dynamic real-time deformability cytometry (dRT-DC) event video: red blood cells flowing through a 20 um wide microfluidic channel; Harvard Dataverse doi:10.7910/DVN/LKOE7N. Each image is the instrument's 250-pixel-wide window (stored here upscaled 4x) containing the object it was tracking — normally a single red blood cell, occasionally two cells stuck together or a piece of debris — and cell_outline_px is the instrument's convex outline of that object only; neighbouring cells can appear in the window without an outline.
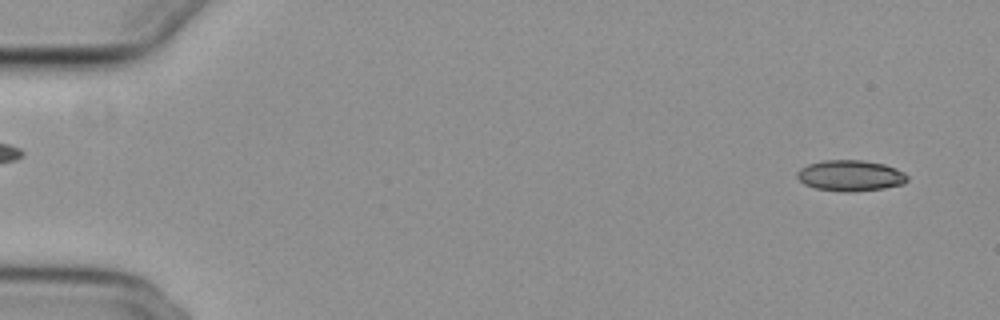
{"species": "common noctule bat (a hibernating species)", "species_latin": "Nyctalus noctula", "temperature_condition": "cold", "stored_images_in_passage": 55, "camera_frame_rate_fps": 3000, "um_per_image_px": 0.085, "animal": {"sex": "female", "body_mass_g": 29.2, "forearm_length_mm": 56.3}, "frame": {"image": 1, "passage_image": 3, "time_ms": 0.667, "image_size_px": [1000, 320], "cell_outline_px": [[908, 180], [904, 184], [884, 188], [856, 192], [844, 192], [816, 188], [804, 184], [796, 176], [796, 172], [800, 168], [808, 164], [824, 160], [860, 160], [884, 164], [896, 168], [904, 172], [908, 176]], "centroid_in_image_um": [72.29, 14.93], "position_along_channel_um": 12.7, "area_um2": 20.0}}
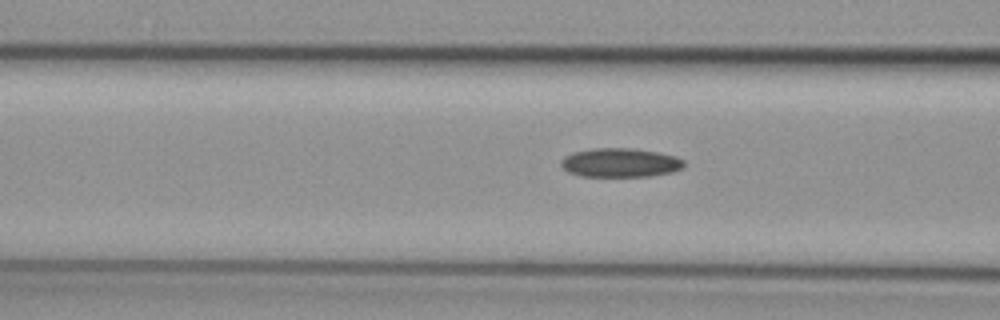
{"frame": {"image": 2, "passage_image": 22, "time_ms": 7.0, "image_size_px": [1000, 320], "cell_outline_px": [[684, 168], [672, 172], [652, 176], [580, 176], [568, 172], [560, 164], [560, 160], [564, 156], [572, 152], [592, 148], [632, 148], [656, 152], [676, 156], [684, 160]], "centroid_in_image_um": [52.71, 13.82], "position_along_channel_um": 113.9, "area_um2": 20.92}}
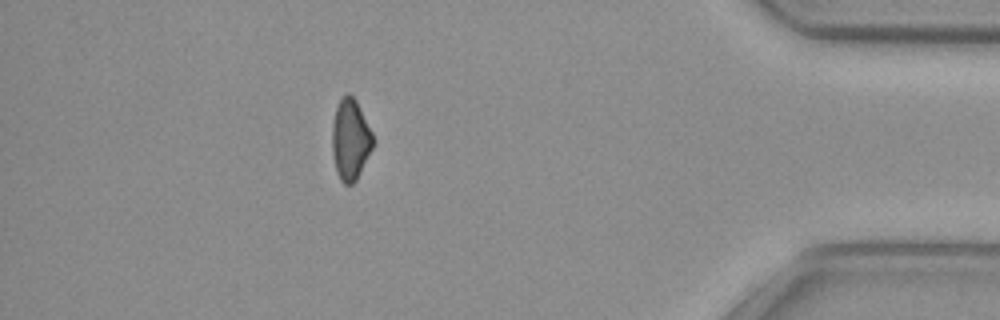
{"frame": {"image": 3, "passage_image": 49, "time_ms": 16.0, "image_size_px": [1000, 320], "cell_outline_px": [[376, 140], [356, 180], [352, 184], [344, 184], [340, 180], [336, 172], [332, 156], [332, 124], [336, 108], [340, 100], [348, 92], [356, 100]], "centroid_in_image_um": [29.78, 11.88], "position_along_channel_um": 405.4, "area_um2": 19.31}, "authors_computed_cell_mechanics": {"area_um2": 20.4034, "velocity_mm_per_s": 3.7387, "shape_relaxation_time_tau1_ms": 9.8818, "shape_relaxation_time_tau2_ms": null, "deformation_change_tau1": 0.1519, "deformation_change_tau2": null}}